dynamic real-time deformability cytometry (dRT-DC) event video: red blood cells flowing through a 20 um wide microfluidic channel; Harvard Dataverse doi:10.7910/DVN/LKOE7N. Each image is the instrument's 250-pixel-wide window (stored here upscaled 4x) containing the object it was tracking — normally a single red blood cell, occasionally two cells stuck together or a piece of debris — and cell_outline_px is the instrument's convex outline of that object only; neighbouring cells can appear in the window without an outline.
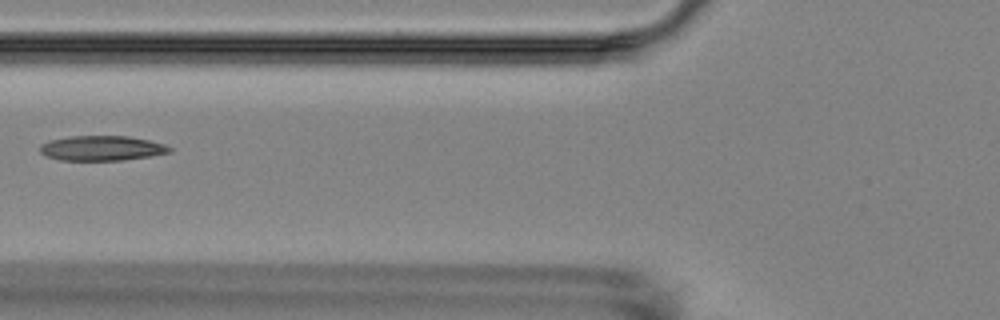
{"species": "Egyptian fruit bat (a non-hibernating species)", "species_latin": "Rousettus aegyptiacus", "temperature_condition": "room temperature", "stored_images_in_passage": 7, "camera_frame_rate_fps": 3000, "um_per_image_px": 0.085, "animal": {"sex": "female"}, "frame": {"image": 1, "passage_image": 7, "time_ms": 7.0, "image_size_px": [1000, 320], "cell_outline_px": [[172, 152], [148, 156], [120, 160], [60, 160], [44, 156], [40, 152], [40, 144], [48, 140], [68, 136], [128, 136], [148, 140], [164, 144], [172, 148]], "centroid_in_image_um": [8.6, 12.59], "position_along_channel_um": 117.2, "area_um2": 18.84}}